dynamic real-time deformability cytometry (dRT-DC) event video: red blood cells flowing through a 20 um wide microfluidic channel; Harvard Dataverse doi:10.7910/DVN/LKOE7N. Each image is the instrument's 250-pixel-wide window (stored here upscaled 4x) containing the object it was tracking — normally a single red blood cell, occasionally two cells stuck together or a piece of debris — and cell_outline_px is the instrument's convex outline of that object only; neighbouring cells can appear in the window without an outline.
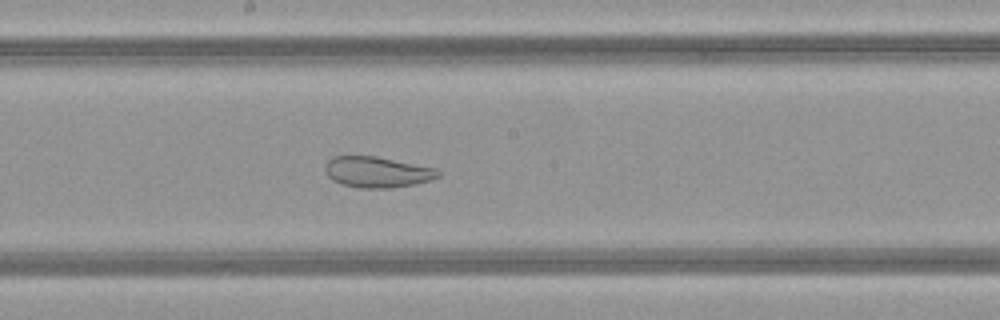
{"species": "common noctule bat (a hibernating species)", "species_latin": "Nyctalus noctula", "temperature_condition": "warm", "stored_images_in_passage": 51, "segment_of_instrument_passage": [1, 2], "camera_frame_rate_fps": 3000, "um_per_image_px": 0.085, "animal": {"sex": "female", "body_mass_g": 21.9}, "frame": {"image": 1, "passage_image": 27, "time_ms": 8.667, "image_size_px": [1000, 320], "cell_outline_px": [[440, 176], [416, 184], [392, 188], [360, 188], [340, 184], [332, 180], [328, 176], [324, 168], [328, 160], [332, 156], [376, 156], [436, 168], [440, 172]], "centroid_in_image_um": [32.04, 14.63], "position_along_channel_um": 216.2, "area_um2": 20.4}}
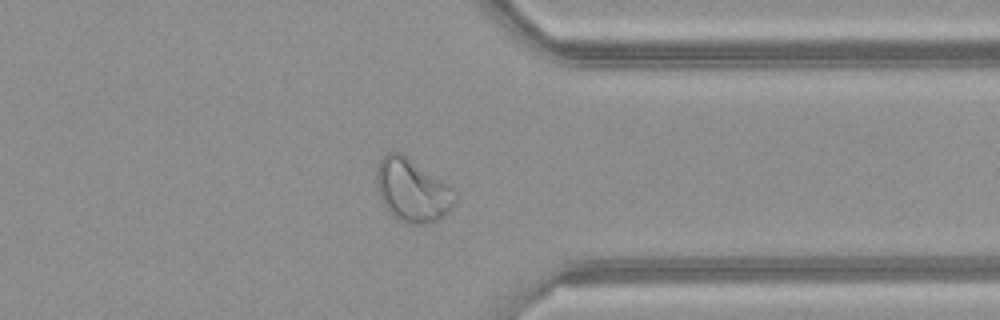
{"frame": {"image": 2, "passage_image": 39, "time_ms": 12.667, "image_size_px": [1000, 320], "cell_outline_px": [[460, 196], [452, 208], [444, 216], [436, 220], [424, 224], [412, 224], [396, 220], [392, 216], [380, 200], [376, 184], [376, 168], [380, 160], [388, 152], [400, 152], [408, 156], [448, 184]], "centroid_in_image_um": [35.05, 16.18], "position_along_channel_um": 376.3, "area_um2": 29.3}}